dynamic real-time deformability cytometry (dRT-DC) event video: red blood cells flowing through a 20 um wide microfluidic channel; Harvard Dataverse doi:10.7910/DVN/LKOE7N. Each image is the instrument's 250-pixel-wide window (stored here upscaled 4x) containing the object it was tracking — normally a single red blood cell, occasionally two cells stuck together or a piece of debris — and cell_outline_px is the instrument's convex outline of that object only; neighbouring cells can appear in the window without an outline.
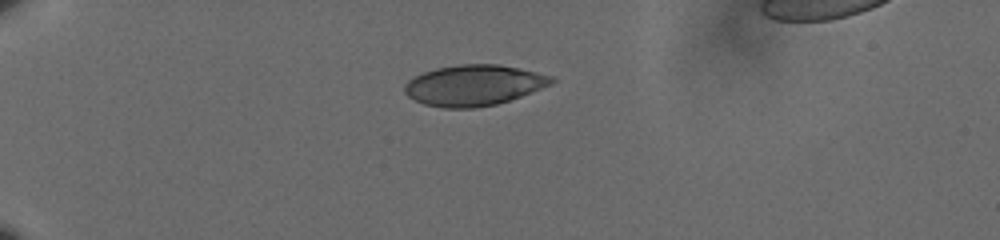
{"species": "human", "species_latin": "Homo sapiens", "temperature_condition": "cold", "stored_images_in_passage": 17, "camera_frame_rate_fps": 3000, "um_per_image_px": 0.085, "donor": {"sex": "male"}, "frame": {"image": 1, "passage_image": 1, "time_ms": 0.0, "image_size_px": [1000, 240], "cell_outline_px": [[556, 80], [552, 84], [520, 96], [496, 104], [476, 108], [444, 108], [424, 104], [408, 96], [404, 92], [404, 84], [408, 80], [424, 72], [436, 68], [460, 64], [496, 64], [520, 68], [552, 76]], "centroid_in_image_um": [40.27, 7.24], "position_along_channel_um": 44.7, "area_um2": 34.74}}
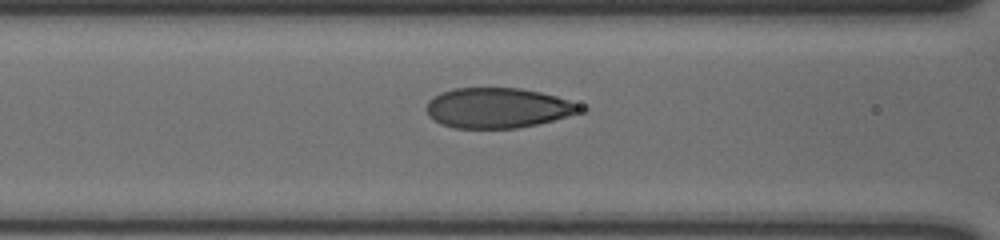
{"frame": {"image": 2, "passage_image": 10, "time_ms": 3.0, "image_size_px": [1000, 240], "cell_outline_px": [[588, 108], [584, 112], [536, 124], [516, 128], [456, 128], [440, 124], [428, 116], [424, 108], [428, 100], [432, 96], [440, 92], [452, 88], [520, 88], [540, 92], [556, 96], [580, 104]], "centroid_in_image_um": [42.29, 9.17], "position_along_channel_um": 124.3, "area_um2": 36.36}}
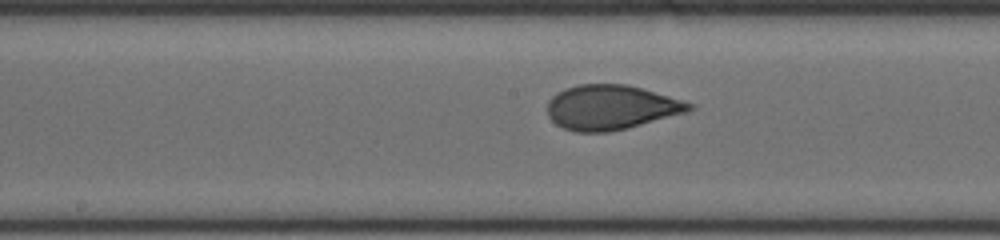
{"frame": {"image": 3, "passage_image": 15, "time_ms": 4.667, "image_size_px": [1000, 240], "cell_outline_px": [[696, 108], [688, 112], [628, 128], [608, 132], [576, 132], [564, 128], [556, 124], [548, 116], [548, 100], [552, 96], [564, 88], [580, 84], [628, 84], [696, 104]], "centroid_in_image_um": [51.96, 9.12], "position_along_channel_um": 196.2, "area_um2": 37.11}}